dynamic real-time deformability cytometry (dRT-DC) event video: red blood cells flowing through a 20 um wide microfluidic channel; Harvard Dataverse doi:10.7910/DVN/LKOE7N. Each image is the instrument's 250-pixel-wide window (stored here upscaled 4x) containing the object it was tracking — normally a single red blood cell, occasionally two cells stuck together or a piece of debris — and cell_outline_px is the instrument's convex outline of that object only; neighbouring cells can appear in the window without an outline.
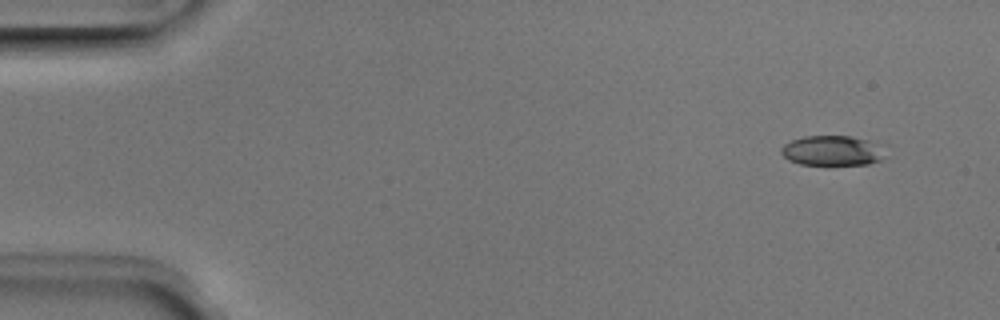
{"species": "Egyptian fruit bat (a non-hibernating species)", "species_latin": "Rousettus aegyptiacus", "temperature_condition": "room temperature", "stored_images_in_passage": 4, "camera_frame_rate_fps": 3000, "um_per_image_px": 0.085, "animal": {"sex": "male"}, "frame": {"image": 1, "passage_image": 1, "time_ms": 0.0, "image_size_px": [1000, 320], "cell_outline_px": [[888, 156], [880, 160], [868, 164], [800, 164], [788, 160], [780, 152], [780, 148], [784, 144], [792, 140], [804, 136], [852, 136], [888, 144]], "centroid_in_image_um": [70.89, 12.78], "position_along_channel_um": 14.1, "area_um2": 18.84}}
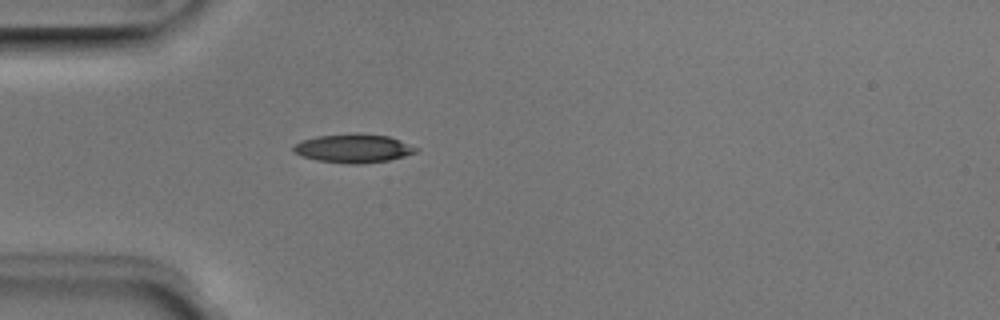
{"frame": {"image": 2, "passage_image": 4, "time_ms": 1.0, "image_size_px": [1000, 320], "cell_outline_px": [[420, 148], [416, 152], [404, 156], [388, 160], [360, 164], [348, 164], [316, 160], [300, 156], [292, 148], [296, 144], [304, 140], [316, 136], [356, 132], [360, 132], [388, 136], [400, 140]], "centroid_in_image_um": [30.06, 12.6], "position_along_channel_um": 54.9, "area_um2": 20.63}}